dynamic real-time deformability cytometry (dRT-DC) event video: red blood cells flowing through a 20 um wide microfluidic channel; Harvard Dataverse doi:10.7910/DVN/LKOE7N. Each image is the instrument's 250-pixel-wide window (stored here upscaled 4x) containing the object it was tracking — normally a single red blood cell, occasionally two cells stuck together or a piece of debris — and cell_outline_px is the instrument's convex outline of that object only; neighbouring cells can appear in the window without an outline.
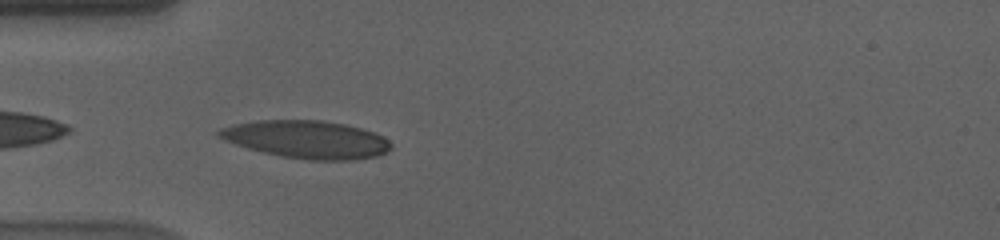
{"species": "human", "species_latin": "Homo sapiens", "temperature_condition": "cold", "stored_images_in_passage": 41, "camera_frame_rate_fps": 3000, "um_per_image_px": 0.085, "donor": {"sex": "male"}, "frame": {"image": 1, "passage_image": 2, "time_ms": 0.333, "image_size_px": [1000, 240], "cell_outline_px": [[392, 148], [376, 156], [352, 160], [312, 160], [280, 156], [248, 148], [224, 140], [216, 136], [216, 132], [220, 128], [232, 124], [256, 120], [324, 120], [344, 124], [360, 128], [384, 136], [392, 144]], "centroid_in_image_um": [26.04, 11.84], "position_along_channel_um": 59.0, "area_um2": 37.86}}
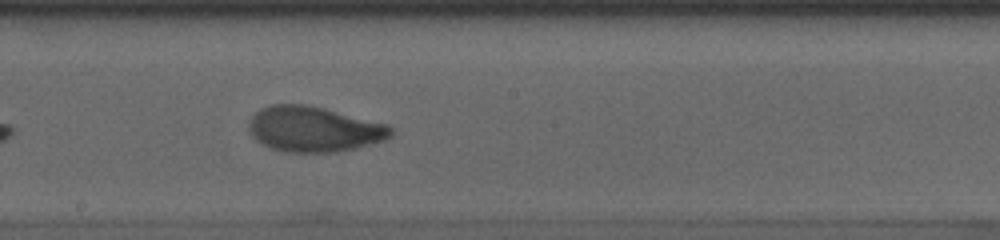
{"frame": {"image": 2, "passage_image": 16, "time_ms": 5.0, "image_size_px": [1000, 240], "cell_outline_px": [[392, 136], [384, 140], [336, 152], [284, 152], [272, 148], [256, 140], [248, 132], [248, 120], [260, 108], [268, 104], [304, 104], [324, 108], [388, 124], [392, 128]], "centroid_in_image_um": [26.64, 10.96], "position_along_channel_um": 221.6, "area_um2": 37.57}}
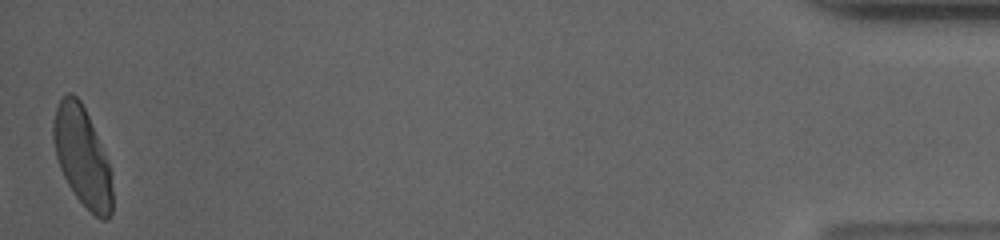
{"frame": {"image": 3, "passage_image": 41, "time_ms": 13.333, "image_size_px": [1000, 240], "cell_outline_px": [[112, 212], [108, 220], [100, 220], [76, 196], [68, 184], [60, 168], [56, 156], [52, 136], [52, 124], [56, 108], [60, 100], [68, 92], [72, 92], [80, 100], [88, 116], [104, 152], [108, 164], [112, 188]], "centroid_in_image_um": [6.97, 13.31], "position_along_channel_um": 428.2, "area_um2": 33.58}, "authors_computed_cell_mechanics": {"area_um2": 36.3562, "velocity_mm_per_s": 3.5782, "shape_relaxation_time_tau1_ms": 4.2493, "shape_relaxation_time_tau2_ms": 1.1937, "deformation_change_tau1": 0.1815, "deformation_change_tau2": 0.0635}}